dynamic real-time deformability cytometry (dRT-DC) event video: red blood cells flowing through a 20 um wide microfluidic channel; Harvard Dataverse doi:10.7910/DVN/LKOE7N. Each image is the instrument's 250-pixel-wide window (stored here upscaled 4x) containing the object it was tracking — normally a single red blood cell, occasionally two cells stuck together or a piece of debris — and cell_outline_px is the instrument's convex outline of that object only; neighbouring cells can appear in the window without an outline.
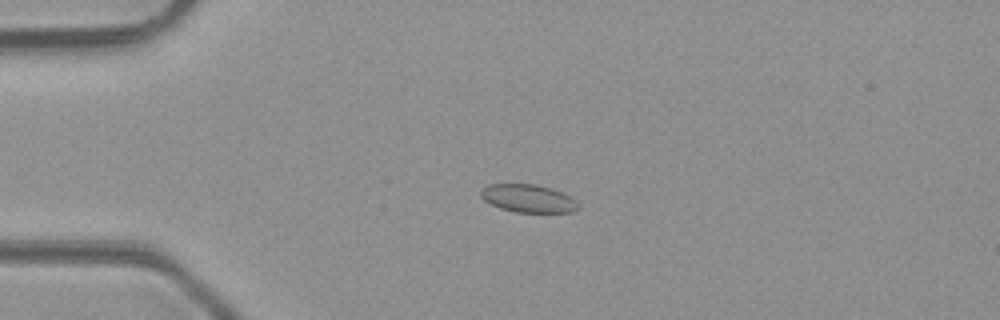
{"species": "common noctule bat (a hibernating species)", "species_latin": "Nyctalus noctula", "temperature_condition": "room temperature", "stored_images_in_passage": 6, "camera_frame_rate_fps": 3000, "um_per_image_px": 0.085, "animal": {"sex": "male", "body_mass_g": 23.1, "forearm_length_mm": 52.7}, "frame": {"image": 1, "passage_image": 4, "time_ms": 3.333, "image_size_px": [1000, 320], "cell_outline_px": [[580, 208], [572, 212], [516, 212], [500, 208], [484, 200], [480, 196], [480, 188], [488, 184], [536, 184], [552, 188], [576, 200], [580, 204]], "centroid_in_image_um": [44.89, 16.86], "position_along_channel_um": 40.1, "area_um2": 15.95}}
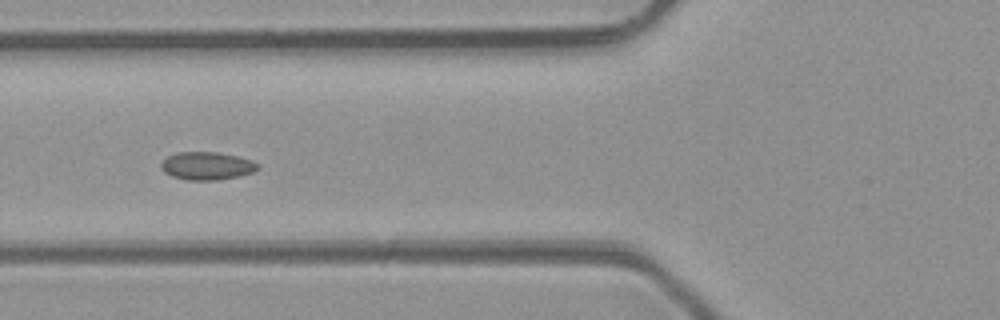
{"frame": {"image": 2, "passage_image": 6, "time_ms": 5.667, "image_size_px": [1000, 320], "cell_outline_px": [[260, 168], [252, 172], [220, 180], [188, 180], [172, 176], [164, 172], [160, 168], [160, 164], [168, 156], [176, 152], [216, 152], [236, 156], [252, 160], [260, 164]], "centroid_in_image_um": [17.58, 14.1], "position_along_channel_um": 108.2, "area_um2": 15.72}}